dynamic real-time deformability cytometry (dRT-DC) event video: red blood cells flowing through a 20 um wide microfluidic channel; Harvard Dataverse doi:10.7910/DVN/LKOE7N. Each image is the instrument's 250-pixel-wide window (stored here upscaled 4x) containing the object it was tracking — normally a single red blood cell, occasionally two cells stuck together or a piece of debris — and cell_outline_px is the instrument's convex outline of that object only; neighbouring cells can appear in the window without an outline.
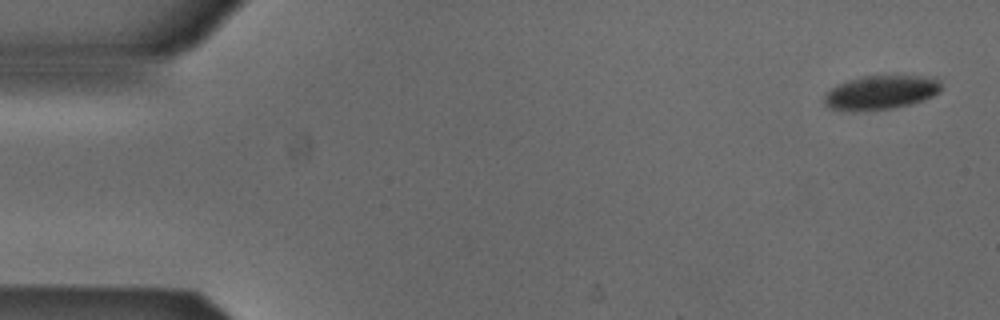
{"species": "Egyptian fruit bat (a non-hibernating species)", "species_latin": "Rousettus aegyptiacus", "temperature_condition": "cold", "stored_images_in_passage": 5, "camera_frame_rate_fps": 3000, "um_per_image_px": 0.085, "animal": {"sex": "male"}, "frame": {"image": 1, "passage_image": 1, "time_ms": 0.0, "image_size_px": [1000, 320], "cell_outline_px": [[940, 92], [924, 100], [912, 104], [892, 108], [856, 112], [852, 112], [828, 108], [824, 104], [824, 96], [832, 88], [848, 80], [864, 76], [916, 76], [940, 80]], "centroid_in_image_um": [74.83, 7.89], "position_along_channel_um": 10.2, "area_um2": 23.12}}